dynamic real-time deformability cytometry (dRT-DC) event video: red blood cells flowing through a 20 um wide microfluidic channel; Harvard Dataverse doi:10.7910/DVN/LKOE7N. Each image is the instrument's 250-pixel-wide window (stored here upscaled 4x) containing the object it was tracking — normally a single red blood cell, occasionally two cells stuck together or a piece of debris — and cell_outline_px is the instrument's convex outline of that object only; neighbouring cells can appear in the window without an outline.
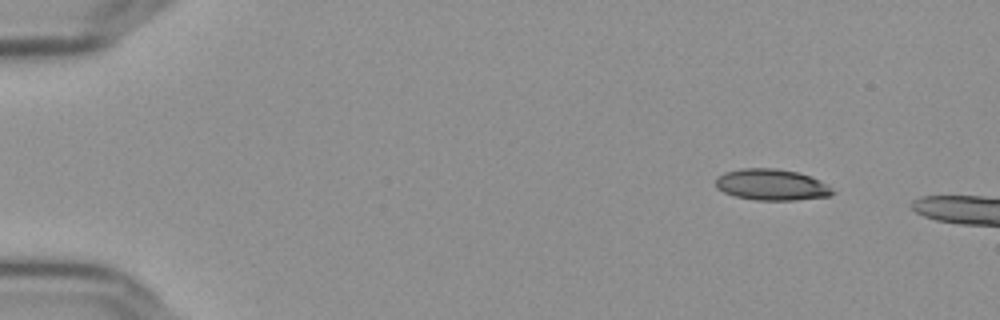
{"species": "Egyptian fruit bat (a non-hibernating species)", "species_latin": "Rousettus aegyptiacus", "temperature_condition": "cold", "stored_images_in_passage": 7, "camera_frame_rate_fps": 3000, "um_per_image_px": 0.085, "frame": {"image": 1, "passage_image": 1, "time_ms": 0.0, "image_size_px": [1000, 320], "cell_outline_px": [[836, 192], [832, 196], [796, 200], [756, 200], [732, 196], [716, 188], [716, 176], [724, 172], [740, 168], [776, 168], [796, 172], [820, 180], [828, 184]], "centroid_in_image_um": [65.58, 15.71], "position_along_channel_um": 19.4, "area_um2": 21.56}}